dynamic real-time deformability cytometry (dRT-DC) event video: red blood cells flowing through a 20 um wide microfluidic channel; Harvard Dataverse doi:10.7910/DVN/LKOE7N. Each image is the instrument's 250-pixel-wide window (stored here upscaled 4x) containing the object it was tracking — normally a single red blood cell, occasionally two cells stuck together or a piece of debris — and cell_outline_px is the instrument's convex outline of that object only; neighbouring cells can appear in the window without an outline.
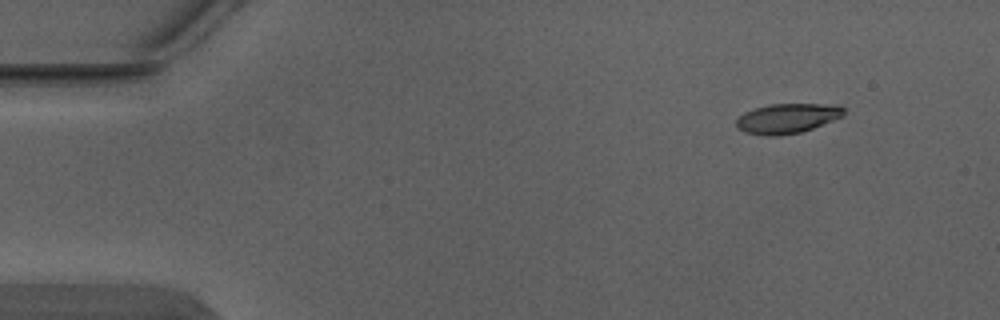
{"species": "Egyptian fruit bat (a non-hibernating species)", "species_latin": "Rousettus aegyptiacus", "temperature_condition": "warm", "stored_images_in_passage": 4, "camera_frame_rate_fps": 3000, "um_per_image_px": 0.085, "animal": {"sex": "male"}, "frame": {"image": 1, "passage_image": 1, "time_ms": 0.0, "image_size_px": [1000, 320], "cell_outline_px": [[844, 116], [812, 128], [800, 132], [780, 136], [764, 136], [744, 132], [736, 128], [736, 120], [744, 112], [768, 104], [840, 104], [844, 108]], "centroid_in_image_um": [66.91, 10.06], "position_along_channel_um": 18.1, "area_um2": 18.84}}